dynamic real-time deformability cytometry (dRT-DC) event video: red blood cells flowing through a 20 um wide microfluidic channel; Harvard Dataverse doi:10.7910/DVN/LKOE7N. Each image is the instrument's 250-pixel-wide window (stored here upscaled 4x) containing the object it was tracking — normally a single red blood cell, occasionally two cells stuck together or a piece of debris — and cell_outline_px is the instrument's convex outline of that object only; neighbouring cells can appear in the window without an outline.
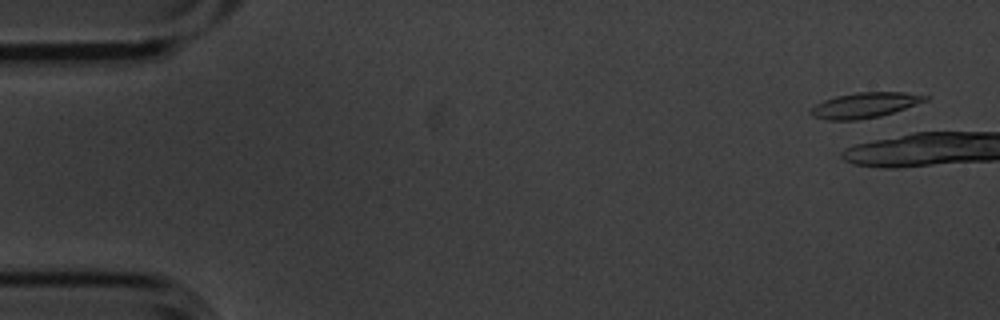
{"species": "common noctule bat (a hibernating species)", "species_latin": "Nyctalus noctula", "temperature_condition": "cold", "stored_images_in_passage": 2, "camera_frame_rate_fps": 3000, "um_per_image_px": 0.085, "animal": {"sex": "male", "body_mass_g": 20.1, "forearm_length_mm": 53.5}, "frame": {"image": 1, "passage_image": 1, "time_ms": 0.0, "image_size_px": [1000, 320], "cell_outline_px": [[928, 100], [880, 116], [856, 120], [828, 120], [812, 116], [808, 112], [816, 104], [824, 100], [836, 96], [856, 92], [904, 92], [928, 96]], "centroid_in_image_um": [73.46, 8.94], "position_along_channel_um": 11.5, "area_um2": 16.7}}